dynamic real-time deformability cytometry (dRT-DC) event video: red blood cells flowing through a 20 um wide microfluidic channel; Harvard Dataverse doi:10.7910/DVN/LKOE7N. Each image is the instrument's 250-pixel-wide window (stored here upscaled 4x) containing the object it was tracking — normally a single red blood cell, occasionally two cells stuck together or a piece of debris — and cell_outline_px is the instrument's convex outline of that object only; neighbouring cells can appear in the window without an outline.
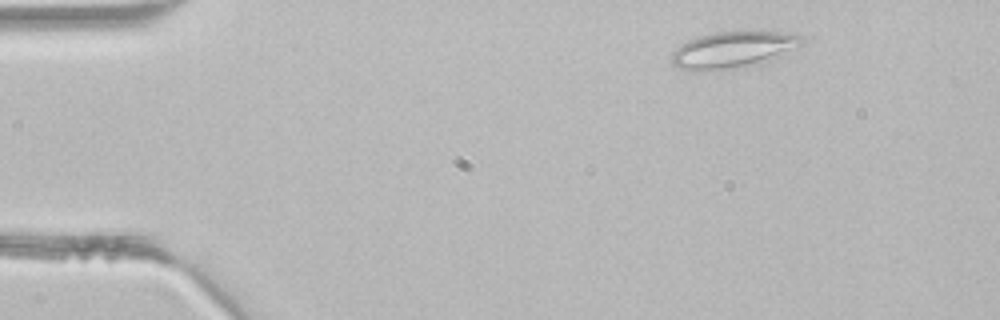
{"species": "common noctule bat (a hibernating species)", "species_latin": "Nyctalus noctula", "temperature_condition": "room temperature", "stored_images_in_passage": 3, "camera_frame_rate_fps": 3000, "um_per_image_px": 0.085, "animal": {"sex": "male", "body_mass_g": 21.5, "forearm_length_mm": 52.0}, "frame": {"image": 1, "passage_image": 1, "time_ms": 0.0, "image_size_px": [1000, 320], "cell_outline_px": [[804, 40], [800, 44], [780, 56], [728, 68], [692, 72], [680, 68], [672, 64], [672, 52], [680, 44], [688, 40], [700, 36], [716, 32], [780, 32], [804, 36]], "centroid_in_image_um": [62.22, 4.21], "position_along_channel_um": 22.8, "area_um2": 26.7}}
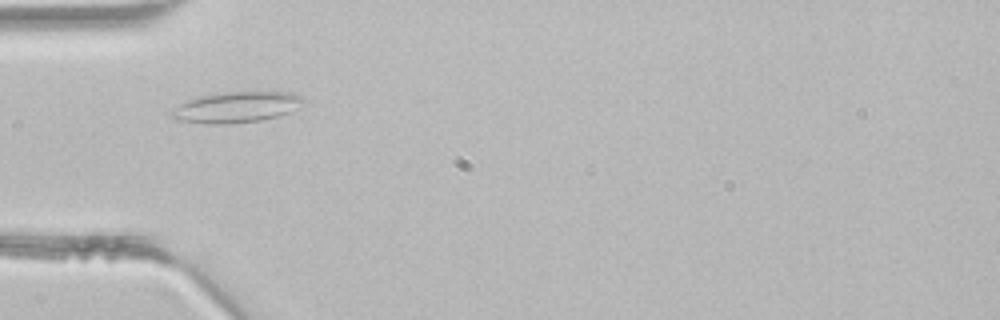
{"frame": {"image": 2, "passage_image": 3, "time_ms": 0.667, "image_size_px": [1000, 320], "cell_outline_px": [[308, 100], [300, 108], [276, 116], [260, 120], [228, 124], [204, 124], [176, 120], [168, 112], [180, 104], [196, 96], [224, 92], [292, 92], [304, 96]], "centroid_in_image_um": [20.12, 9.1], "position_along_channel_um": 64.9, "area_um2": 24.04}}